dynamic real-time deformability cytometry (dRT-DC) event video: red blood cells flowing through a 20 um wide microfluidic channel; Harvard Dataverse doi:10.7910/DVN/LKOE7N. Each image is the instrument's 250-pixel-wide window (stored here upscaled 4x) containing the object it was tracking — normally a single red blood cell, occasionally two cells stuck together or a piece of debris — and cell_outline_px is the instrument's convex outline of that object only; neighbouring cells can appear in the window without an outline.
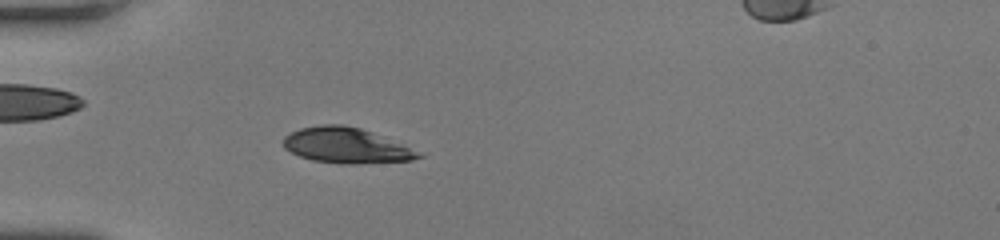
{"species": "human", "species_latin": "Homo sapiens", "temperature_condition": "room temperature", "stored_images_in_passage": 42, "segment_of_instrument_passage": [1, 2], "camera_frame_rate_fps": 3000, "um_per_image_px": 0.085, "donor": {"sex": "female"}, "frame": {"image": 1, "passage_image": 7, "time_ms": 2.0, "image_size_px": [1000, 240], "cell_outline_px": [[424, 156], [412, 160], [356, 164], [344, 164], [312, 160], [300, 156], [284, 148], [284, 136], [300, 128], [320, 124], [344, 124], [360, 128], [372, 132], [420, 152]], "centroid_in_image_um": [29.41, 12.36], "position_along_channel_um": 55.6, "area_um2": 27.69}}
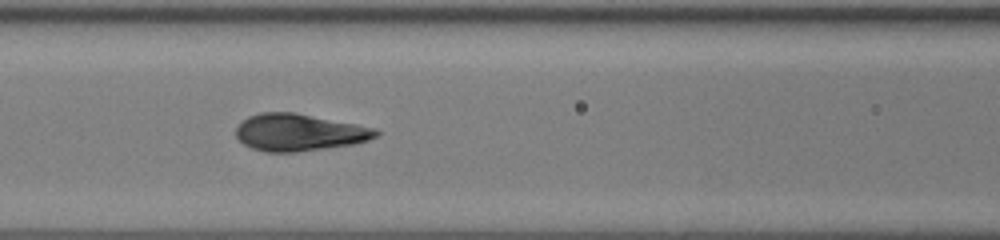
{"frame": {"image": 2, "passage_image": 14, "time_ms": 4.333, "image_size_px": [1000, 240], "cell_outline_px": [[380, 132], [376, 136], [368, 140], [352, 144], [296, 152], [264, 152], [252, 148], [244, 144], [236, 136], [236, 128], [248, 116], [260, 112], [292, 112], [356, 124], [372, 128]], "centroid_in_image_um": [25.38, 11.26], "position_along_channel_um": 141.2, "area_um2": 29.82}}
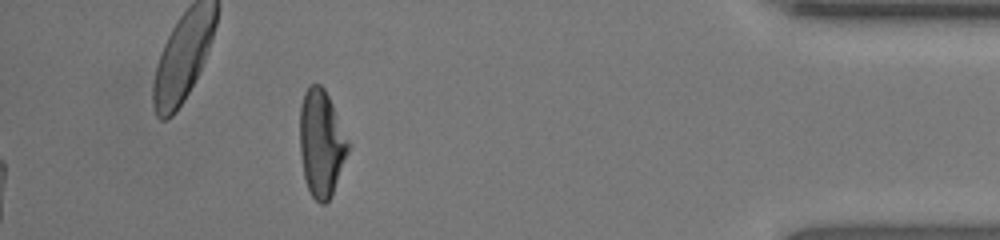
{"frame": {"image": 3, "passage_image": 36, "time_ms": 11.667, "image_size_px": [1000, 240], "cell_outline_px": [[352, 144], [332, 196], [324, 204], [320, 204], [312, 196], [304, 180], [300, 152], [300, 104], [304, 92], [308, 84], [320, 84], [324, 88]], "centroid_in_image_um": [27.33, 12.18], "position_along_channel_um": 407.9, "area_um2": 30.63}}